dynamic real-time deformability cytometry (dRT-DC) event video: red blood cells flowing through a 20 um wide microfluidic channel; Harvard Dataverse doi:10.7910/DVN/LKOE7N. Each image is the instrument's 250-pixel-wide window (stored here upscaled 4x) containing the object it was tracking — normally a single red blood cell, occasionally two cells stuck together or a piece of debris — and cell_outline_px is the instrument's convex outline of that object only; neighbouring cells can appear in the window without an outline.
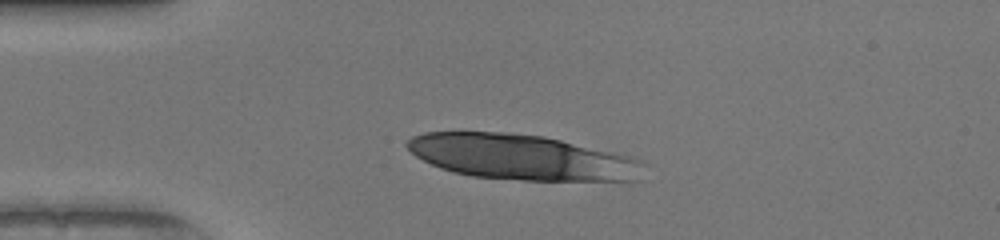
{"species": "human", "species_latin": "Homo sapiens", "temperature_condition": "warm", "stored_images_in_passage": 46, "camera_frame_rate_fps": 3000, "um_per_image_px": 0.085, "donor": {"sex": "female"}, "frame": {"image": 1, "passage_image": 9, "time_ms": 2.667, "image_size_px": [1000, 240], "cell_outline_px": [[648, 164], [636, 180], [524, 180], [472, 176], [452, 172], [440, 168], [416, 156], [404, 144], [412, 136], [424, 132], [508, 132], [544, 136], [632, 156]], "centroid_in_image_um": [44.36, 13.35], "position_along_channel_um": 40.6, "area_um2": 62.42}}
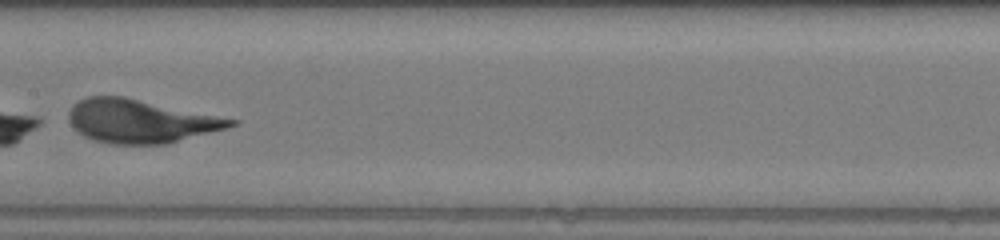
{"frame": {"image": 2, "passage_image": 23, "time_ms": 7.333, "image_size_px": [1000, 240], "cell_outline_px": [[240, 120], [236, 124], [228, 128], [168, 144], [112, 144], [92, 140], [84, 136], [68, 120], [68, 112], [72, 104], [88, 96], [124, 96]], "centroid_in_image_um": [11.96, 10.3], "position_along_channel_um": 195.4, "area_um2": 41.15}}